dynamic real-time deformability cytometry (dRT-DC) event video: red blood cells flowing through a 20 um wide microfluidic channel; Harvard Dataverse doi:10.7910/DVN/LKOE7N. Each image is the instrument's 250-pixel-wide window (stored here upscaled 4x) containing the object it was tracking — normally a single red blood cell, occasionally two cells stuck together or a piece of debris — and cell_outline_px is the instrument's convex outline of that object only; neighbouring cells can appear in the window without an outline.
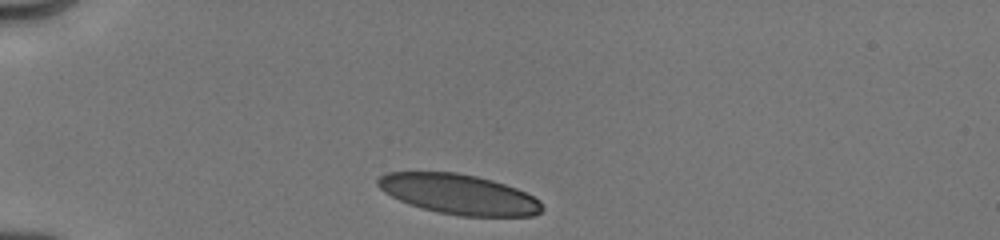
{"species": "human", "species_latin": "Homo sapiens", "temperature_condition": "cold", "stored_images_in_passage": 25, "camera_frame_rate_fps": 3000, "um_per_image_px": 0.085, "donor": {"sex": "male"}, "frame": {"image": 1, "passage_image": 1, "time_ms": 0.0, "image_size_px": [1000, 240], "cell_outline_px": [[544, 208], [540, 212], [532, 216], [460, 216], [440, 212], [424, 208], [400, 200], [384, 192], [376, 184], [376, 180], [380, 176], [388, 172], [456, 172], [476, 176], [492, 180], [516, 188], [540, 200]], "centroid_in_image_um": [39.01, 16.5], "position_along_channel_um": 46.0, "area_um2": 38.03}}
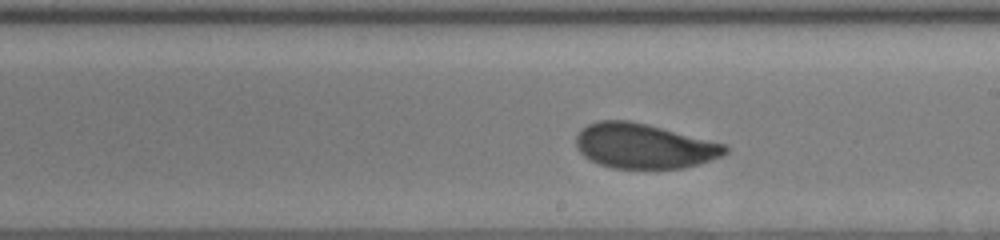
{"frame": {"image": 2, "passage_image": 10, "time_ms": 5.667, "image_size_px": [1000, 240], "cell_outline_px": [[728, 152], [720, 156], [684, 168], [612, 168], [600, 164], [584, 156], [576, 148], [576, 136], [588, 124], [596, 120], [628, 120], [648, 124], [728, 144]], "centroid_in_image_um": [54.74, 12.4], "position_along_channel_um": 234.3, "area_um2": 38.96}}
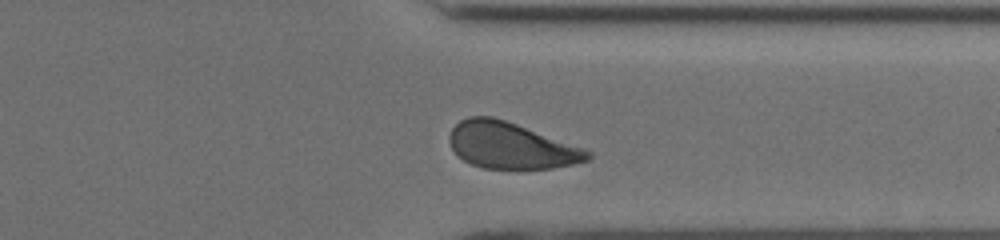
{"frame": {"image": 3, "passage_image": 22, "time_ms": 9.0, "image_size_px": [1000, 240], "cell_outline_px": [[592, 160], [552, 168], [484, 168], [472, 164], [456, 156], [448, 140], [448, 136], [452, 128], [460, 120], [468, 116], [492, 116], [516, 124], [584, 148], [592, 152]], "centroid_in_image_um": [43.41, 12.37], "position_along_channel_um": 368.0, "area_um2": 37.17}, "authors_computed_cell_mechanics": {"area_um2": 38.726, "velocity_mm_per_s": 4.0011, "shape_relaxation_time_tau1_ms": 3.1341, "shape_relaxation_time_tau2_ms": 0.6116, "deformation_change_tau1": 0.1138, "deformation_change_tau2": 0.0466}}